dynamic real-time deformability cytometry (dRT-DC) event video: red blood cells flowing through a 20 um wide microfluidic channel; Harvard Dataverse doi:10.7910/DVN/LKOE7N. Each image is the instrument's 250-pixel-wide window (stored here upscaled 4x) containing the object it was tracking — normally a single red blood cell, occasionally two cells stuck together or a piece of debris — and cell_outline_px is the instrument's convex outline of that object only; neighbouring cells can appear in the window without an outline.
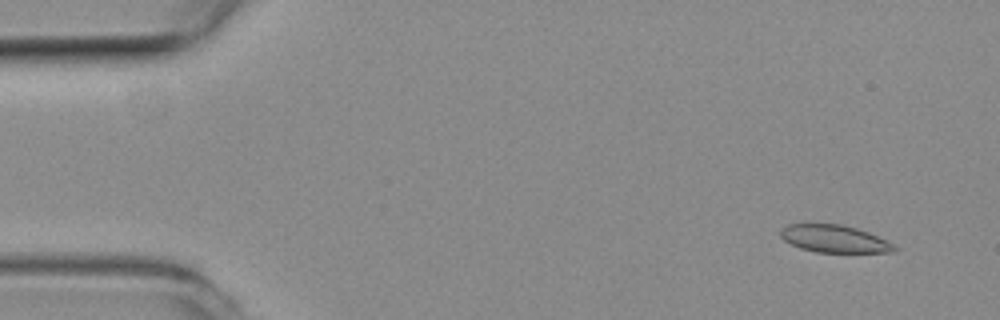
{"species": "common noctule bat (a hibernating species)", "species_latin": "Nyctalus noctula", "temperature_condition": "room temperature", "stored_images_in_passage": 52, "segment_of_instrument_passage": [1, 2], "camera_frame_rate_fps": 3000, "um_per_image_px": 0.085, "animal": {"sex": "female", "body_mass_g": 19.3, "forearm_length_mm": 54.1}, "frame": {"image": 1, "passage_image": 3, "time_ms": 0.667, "image_size_px": [1000, 320], "cell_outline_px": [[896, 248], [892, 252], [816, 252], [800, 248], [784, 240], [780, 236], [780, 228], [788, 224], [840, 224], [856, 228], [868, 232], [888, 240]], "centroid_in_image_um": [70.89, 20.29], "position_along_channel_um": 14.1, "area_um2": 18.09}}
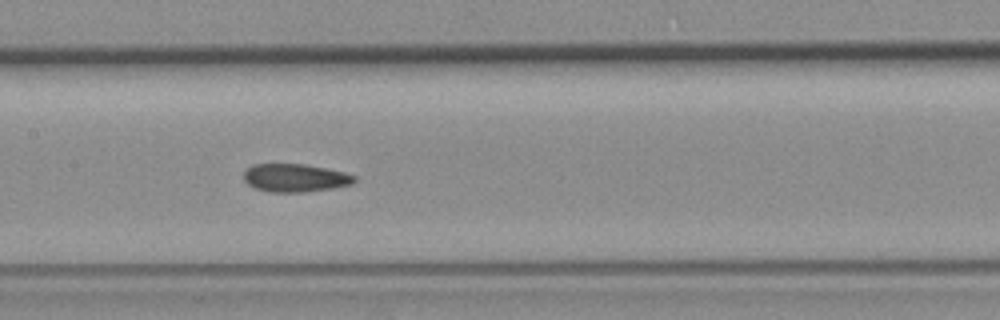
{"frame": {"image": 2, "passage_image": 24, "time_ms": 7.667, "image_size_px": [1000, 320], "cell_outline_px": [[356, 180], [352, 184], [332, 188], [304, 192], [268, 192], [256, 188], [248, 184], [244, 180], [244, 172], [252, 164], [304, 164], [344, 172], [356, 176]], "centroid_in_image_um": [25.08, 15.12], "position_along_channel_um": 182.3, "area_um2": 18.03}}
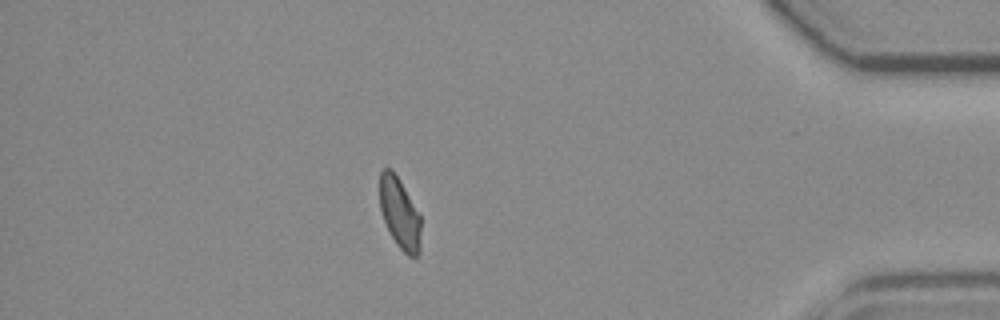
{"frame": {"image": 3, "passage_image": 44, "time_ms": 14.333, "image_size_px": [1000, 320], "cell_outline_px": [[420, 252], [416, 256], [408, 256], [396, 244], [384, 220], [380, 208], [380, 172], [384, 168], [392, 168], [400, 180], [420, 216]], "centroid_in_image_um": [33.97, 18.11], "position_along_channel_um": 401.2, "area_um2": 16.82}}